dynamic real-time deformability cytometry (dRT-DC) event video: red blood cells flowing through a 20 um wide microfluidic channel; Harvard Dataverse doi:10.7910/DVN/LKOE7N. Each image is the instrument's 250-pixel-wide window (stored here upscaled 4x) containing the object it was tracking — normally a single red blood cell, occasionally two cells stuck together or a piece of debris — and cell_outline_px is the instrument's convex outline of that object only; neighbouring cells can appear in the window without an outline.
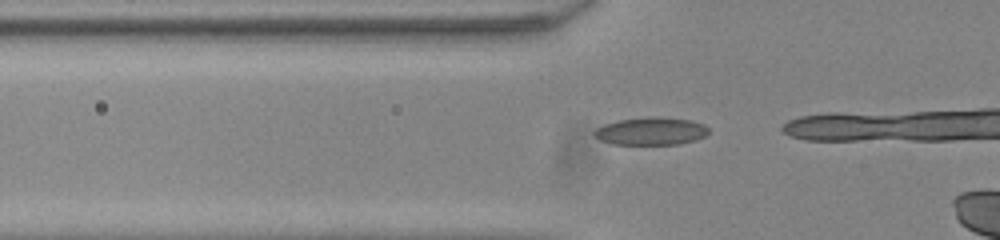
{"species": "common noctule bat (a hibernating species)", "species_latin": "Nyctalus noctula", "temperature_condition": "room temperature", "stored_images_in_passage": 4, "camera_frame_rate_fps": 3000, "um_per_image_px": 0.085, "animal": {"sex": "male", "body_mass_g": 20.0, "forearm_length_mm": 53.3}, "frame": {"image": 1, "passage_image": 2, "time_ms": 0.333, "image_size_px": [1000, 240], "cell_outline_px": [[708, 132], [704, 136], [680, 144], [612, 144], [600, 140], [592, 132], [596, 128], [604, 124], [620, 120], [656, 116], [688, 120], [704, 124], [708, 128]], "centroid_in_image_um": [55.31, 11.15], "position_along_channel_um": 70.5, "area_um2": 18.21}}